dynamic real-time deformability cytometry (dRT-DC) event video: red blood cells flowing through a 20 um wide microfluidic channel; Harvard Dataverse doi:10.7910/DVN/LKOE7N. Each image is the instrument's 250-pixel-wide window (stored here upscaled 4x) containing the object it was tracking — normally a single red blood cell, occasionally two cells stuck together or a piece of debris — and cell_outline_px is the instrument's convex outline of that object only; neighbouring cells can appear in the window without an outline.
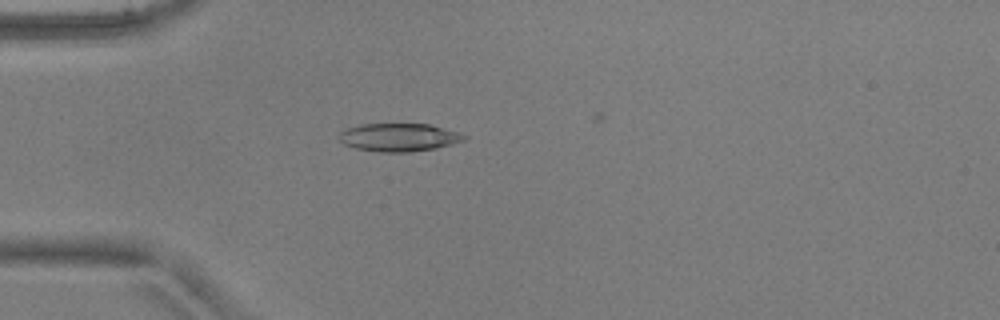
{"species": "common noctule bat (a hibernating species)", "species_latin": "Nyctalus noctula", "temperature_condition": "warm", "stored_images_in_passage": 51, "camera_frame_rate_fps": 3000, "um_per_image_px": 0.085, "animal": {"sex": "male", "body_mass_g": 17.9, "forearm_length_mm": 54.2}, "frame": {"image": 1, "passage_image": 14, "time_ms": 4.333, "image_size_px": [1000, 320], "cell_outline_px": [[468, 136], [464, 140], [452, 144], [436, 148], [408, 152], [380, 152], [356, 148], [344, 144], [340, 140], [340, 132], [348, 128], [360, 124], [428, 124], [460, 132]], "centroid_in_image_um": [33.94, 11.67], "position_along_channel_um": 51.1, "area_um2": 20.35}}
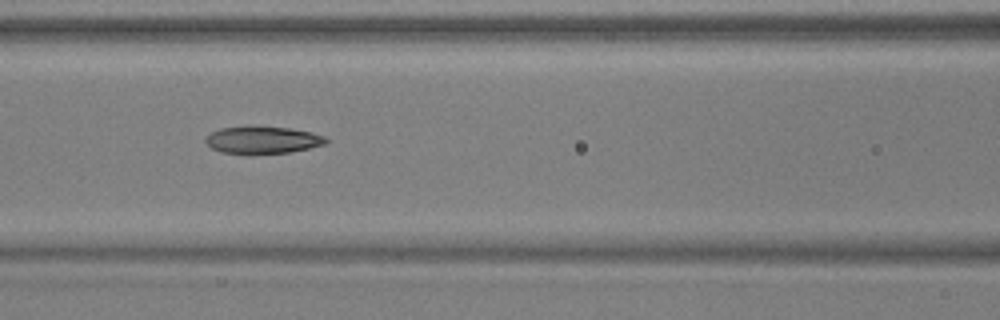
{"frame": {"image": 2, "passage_image": 22, "time_ms": 7.0, "image_size_px": [1000, 320], "cell_outline_px": [[328, 140], [324, 144], [308, 148], [288, 152], [220, 152], [212, 148], [204, 140], [212, 132], [220, 128], [244, 124], [248, 124], [288, 128], [312, 132], [324, 136]], "centroid_in_image_um": [22.3, 11.83], "position_along_channel_um": 144.3, "area_um2": 18.96}}
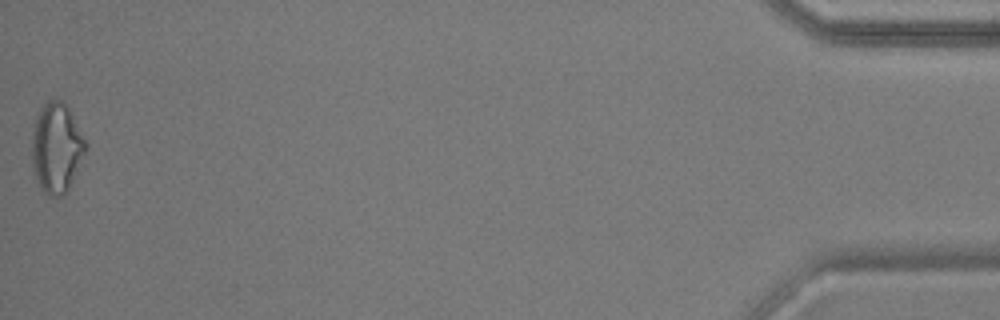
{"frame": {"image": 3, "passage_image": 51, "time_ms": 16.667, "image_size_px": [1000, 320], "cell_outline_px": [[88, 148], [68, 188], [60, 196], [48, 196], [40, 188], [32, 172], [32, 132], [36, 112], [48, 100], [60, 100], [68, 108], [88, 144]], "centroid_in_image_um": [4.78, 12.56], "position_along_channel_um": 430.4, "area_um2": 28.26}, "authors_computed_cell_mechanics": {"area_um2": 21.386, "velocity_mm_per_s": 3.9091, "shape_relaxation_time_tau1_ms": null, "shape_relaxation_time_tau2_ms": 2.1195, "deformation_change_tau1": null, "deformation_change_tau2": 0.1023}}